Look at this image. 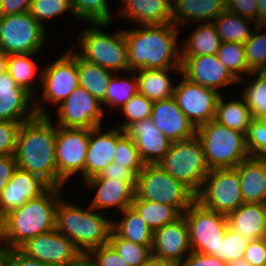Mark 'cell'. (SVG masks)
<instances>
[{
  "instance_id": "obj_3",
  "label": "cell",
  "mask_w": 266,
  "mask_h": 266,
  "mask_svg": "<svg viewBox=\"0 0 266 266\" xmlns=\"http://www.w3.org/2000/svg\"><path fill=\"white\" fill-rule=\"evenodd\" d=\"M64 189L49 187L42 195L0 219V244L19 249L29 239L56 228V210Z\"/></svg>"
},
{
  "instance_id": "obj_49",
  "label": "cell",
  "mask_w": 266,
  "mask_h": 266,
  "mask_svg": "<svg viewBox=\"0 0 266 266\" xmlns=\"http://www.w3.org/2000/svg\"><path fill=\"white\" fill-rule=\"evenodd\" d=\"M23 122L26 121L0 120V155H15L17 134Z\"/></svg>"
},
{
  "instance_id": "obj_52",
  "label": "cell",
  "mask_w": 266,
  "mask_h": 266,
  "mask_svg": "<svg viewBox=\"0 0 266 266\" xmlns=\"http://www.w3.org/2000/svg\"><path fill=\"white\" fill-rule=\"evenodd\" d=\"M179 266H229L213 255L191 252Z\"/></svg>"
},
{
  "instance_id": "obj_57",
  "label": "cell",
  "mask_w": 266,
  "mask_h": 266,
  "mask_svg": "<svg viewBox=\"0 0 266 266\" xmlns=\"http://www.w3.org/2000/svg\"><path fill=\"white\" fill-rule=\"evenodd\" d=\"M258 1V20L256 21L257 25H266V0H257Z\"/></svg>"
},
{
  "instance_id": "obj_24",
  "label": "cell",
  "mask_w": 266,
  "mask_h": 266,
  "mask_svg": "<svg viewBox=\"0 0 266 266\" xmlns=\"http://www.w3.org/2000/svg\"><path fill=\"white\" fill-rule=\"evenodd\" d=\"M105 130L103 125L90 129L89 147L84 167V181L100 175L114 160L117 145V127H113L106 132Z\"/></svg>"
},
{
  "instance_id": "obj_27",
  "label": "cell",
  "mask_w": 266,
  "mask_h": 266,
  "mask_svg": "<svg viewBox=\"0 0 266 266\" xmlns=\"http://www.w3.org/2000/svg\"><path fill=\"white\" fill-rule=\"evenodd\" d=\"M228 227L243 239L266 238V207L264 203H243L227 215Z\"/></svg>"
},
{
  "instance_id": "obj_61",
  "label": "cell",
  "mask_w": 266,
  "mask_h": 266,
  "mask_svg": "<svg viewBox=\"0 0 266 266\" xmlns=\"http://www.w3.org/2000/svg\"><path fill=\"white\" fill-rule=\"evenodd\" d=\"M229 266H251L249 263L244 259H237L229 263Z\"/></svg>"
},
{
  "instance_id": "obj_55",
  "label": "cell",
  "mask_w": 266,
  "mask_h": 266,
  "mask_svg": "<svg viewBox=\"0 0 266 266\" xmlns=\"http://www.w3.org/2000/svg\"><path fill=\"white\" fill-rule=\"evenodd\" d=\"M32 0H0V17L29 12Z\"/></svg>"
},
{
  "instance_id": "obj_26",
  "label": "cell",
  "mask_w": 266,
  "mask_h": 266,
  "mask_svg": "<svg viewBox=\"0 0 266 266\" xmlns=\"http://www.w3.org/2000/svg\"><path fill=\"white\" fill-rule=\"evenodd\" d=\"M225 10L226 0H172V23L182 34V28L192 27V23L213 22Z\"/></svg>"
},
{
  "instance_id": "obj_45",
  "label": "cell",
  "mask_w": 266,
  "mask_h": 266,
  "mask_svg": "<svg viewBox=\"0 0 266 266\" xmlns=\"http://www.w3.org/2000/svg\"><path fill=\"white\" fill-rule=\"evenodd\" d=\"M153 103L140 93L130 98L118 111L123 115V122H118L116 127L123 131L132 123L150 118Z\"/></svg>"
},
{
  "instance_id": "obj_39",
  "label": "cell",
  "mask_w": 266,
  "mask_h": 266,
  "mask_svg": "<svg viewBox=\"0 0 266 266\" xmlns=\"http://www.w3.org/2000/svg\"><path fill=\"white\" fill-rule=\"evenodd\" d=\"M112 0H70L71 9L77 22L90 23H110L114 18L111 13L110 2Z\"/></svg>"
},
{
  "instance_id": "obj_62",
  "label": "cell",
  "mask_w": 266,
  "mask_h": 266,
  "mask_svg": "<svg viewBox=\"0 0 266 266\" xmlns=\"http://www.w3.org/2000/svg\"><path fill=\"white\" fill-rule=\"evenodd\" d=\"M75 266H93L85 257Z\"/></svg>"
},
{
  "instance_id": "obj_46",
  "label": "cell",
  "mask_w": 266,
  "mask_h": 266,
  "mask_svg": "<svg viewBox=\"0 0 266 266\" xmlns=\"http://www.w3.org/2000/svg\"><path fill=\"white\" fill-rule=\"evenodd\" d=\"M249 241L250 239H243L236 231L227 227L223 242H220L219 254H215L214 256L226 263L244 258Z\"/></svg>"
},
{
  "instance_id": "obj_23",
  "label": "cell",
  "mask_w": 266,
  "mask_h": 266,
  "mask_svg": "<svg viewBox=\"0 0 266 266\" xmlns=\"http://www.w3.org/2000/svg\"><path fill=\"white\" fill-rule=\"evenodd\" d=\"M124 132L135 142L144 164H158L168 152L171 142L150 118L130 124Z\"/></svg>"
},
{
  "instance_id": "obj_2",
  "label": "cell",
  "mask_w": 266,
  "mask_h": 266,
  "mask_svg": "<svg viewBox=\"0 0 266 266\" xmlns=\"http://www.w3.org/2000/svg\"><path fill=\"white\" fill-rule=\"evenodd\" d=\"M51 118V115H37L20 125L15 157L17 167L39 176L50 187H57V126Z\"/></svg>"
},
{
  "instance_id": "obj_22",
  "label": "cell",
  "mask_w": 266,
  "mask_h": 266,
  "mask_svg": "<svg viewBox=\"0 0 266 266\" xmlns=\"http://www.w3.org/2000/svg\"><path fill=\"white\" fill-rule=\"evenodd\" d=\"M150 119L171 143L189 139L197 132V128L182 112L173 96L155 101Z\"/></svg>"
},
{
  "instance_id": "obj_59",
  "label": "cell",
  "mask_w": 266,
  "mask_h": 266,
  "mask_svg": "<svg viewBox=\"0 0 266 266\" xmlns=\"http://www.w3.org/2000/svg\"><path fill=\"white\" fill-rule=\"evenodd\" d=\"M10 249L0 244V266H8Z\"/></svg>"
},
{
  "instance_id": "obj_7",
  "label": "cell",
  "mask_w": 266,
  "mask_h": 266,
  "mask_svg": "<svg viewBox=\"0 0 266 266\" xmlns=\"http://www.w3.org/2000/svg\"><path fill=\"white\" fill-rule=\"evenodd\" d=\"M43 66L42 89L35 96V110L38 116H49L47 109H55L79 86L77 54L69 48Z\"/></svg>"
},
{
  "instance_id": "obj_43",
  "label": "cell",
  "mask_w": 266,
  "mask_h": 266,
  "mask_svg": "<svg viewBox=\"0 0 266 266\" xmlns=\"http://www.w3.org/2000/svg\"><path fill=\"white\" fill-rule=\"evenodd\" d=\"M108 243L129 266H139L152 256V246L141 245L130 240L120 238L113 230L110 234Z\"/></svg>"
},
{
  "instance_id": "obj_28",
  "label": "cell",
  "mask_w": 266,
  "mask_h": 266,
  "mask_svg": "<svg viewBox=\"0 0 266 266\" xmlns=\"http://www.w3.org/2000/svg\"><path fill=\"white\" fill-rule=\"evenodd\" d=\"M244 203H264L266 200V160L249 157L236 168Z\"/></svg>"
},
{
  "instance_id": "obj_13",
  "label": "cell",
  "mask_w": 266,
  "mask_h": 266,
  "mask_svg": "<svg viewBox=\"0 0 266 266\" xmlns=\"http://www.w3.org/2000/svg\"><path fill=\"white\" fill-rule=\"evenodd\" d=\"M195 200L226 216L235 211L244 203L238 172L234 168L210 170Z\"/></svg>"
},
{
  "instance_id": "obj_8",
  "label": "cell",
  "mask_w": 266,
  "mask_h": 266,
  "mask_svg": "<svg viewBox=\"0 0 266 266\" xmlns=\"http://www.w3.org/2000/svg\"><path fill=\"white\" fill-rule=\"evenodd\" d=\"M157 165L181 181L195 195L210 172L203 144L197 135L172 142L168 152Z\"/></svg>"
},
{
  "instance_id": "obj_20",
  "label": "cell",
  "mask_w": 266,
  "mask_h": 266,
  "mask_svg": "<svg viewBox=\"0 0 266 266\" xmlns=\"http://www.w3.org/2000/svg\"><path fill=\"white\" fill-rule=\"evenodd\" d=\"M36 116L35 97L18 86L8 72L0 75V120L29 121Z\"/></svg>"
},
{
  "instance_id": "obj_9",
  "label": "cell",
  "mask_w": 266,
  "mask_h": 266,
  "mask_svg": "<svg viewBox=\"0 0 266 266\" xmlns=\"http://www.w3.org/2000/svg\"><path fill=\"white\" fill-rule=\"evenodd\" d=\"M135 197L174 206L183 214L196 195L181 181L156 164H144L137 175Z\"/></svg>"
},
{
  "instance_id": "obj_12",
  "label": "cell",
  "mask_w": 266,
  "mask_h": 266,
  "mask_svg": "<svg viewBox=\"0 0 266 266\" xmlns=\"http://www.w3.org/2000/svg\"><path fill=\"white\" fill-rule=\"evenodd\" d=\"M182 215L189 228L192 252L219 254L228 227L227 216L203 207L196 200Z\"/></svg>"
},
{
  "instance_id": "obj_50",
  "label": "cell",
  "mask_w": 266,
  "mask_h": 266,
  "mask_svg": "<svg viewBox=\"0 0 266 266\" xmlns=\"http://www.w3.org/2000/svg\"><path fill=\"white\" fill-rule=\"evenodd\" d=\"M244 259L251 266H266V238L250 240L244 253Z\"/></svg>"
},
{
  "instance_id": "obj_5",
  "label": "cell",
  "mask_w": 266,
  "mask_h": 266,
  "mask_svg": "<svg viewBox=\"0 0 266 266\" xmlns=\"http://www.w3.org/2000/svg\"><path fill=\"white\" fill-rule=\"evenodd\" d=\"M109 25L110 23H90L88 28L82 27L75 38L76 46L73 45L71 49L87 62L97 64L114 73H125L129 71V65L123 28L109 34L103 31Z\"/></svg>"
},
{
  "instance_id": "obj_14",
  "label": "cell",
  "mask_w": 266,
  "mask_h": 266,
  "mask_svg": "<svg viewBox=\"0 0 266 266\" xmlns=\"http://www.w3.org/2000/svg\"><path fill=\"white\" fill-rule=\"evenodd\" d=\"M56 109L59 127L90 130L106 120L102 103L80 85Z\"/></svg>"
},
{
  "instance_id": "obj_56",
  "label": "cell",
  "mask_w": 266,
  "mask_h": 266,
  "mask_svg": "<svg viewBox=\"0 0 266 266\" xmlns=\"http://www.w3.org/2000/svg\"><path fill=\"white\" fill-rule=\"evenodd\" d=\"M8 266H48L47 264L31 258L20 249H10Z\"/></svg>"
},
{
  "instance_id": "obj_4",
  "label": "cell",
  "mask_w": 266,
  "mask_h": 266,
  "mask_svg": "<svg viewBox=\"0 0 266 266\" xmlns=\"http://www.w3.org/2000/svg\"><path fill=\"white\" fill-rule=\"evenodd\" d=\"M65 194L57 205L56 230L69 238L85 257L92 249L108 243L113 230L112 218L89 205L83 207L68 201Z\"/></svg>"
},
{
  "instance_id": "obj_11",
  "label": "cell",
  "mask_w": 266,
  "mask_h": 266,
  "mask_svg": "<svg viewBox=\"0 0 266 266\" xmlns=\"http://www.w3.org/2000/svg\"><path fill=\"white\" fill-rule=\"evenodd\" d=\"M90 130L57 126L55 159L57 187L64 188L75 174L84 182V167L89 147ZM67 182V183H66Z\"/></svg>"
},
{
  "instance_id": "obj_21",
  "label": "cell",
  "mask_w": 266,
  "mask_h": 266,
  "mask_svg": "<svg viewBox=\"0 0 266 266\" xmlns=\"http://www.w3.org/2000/svg\"><path fill=\"white\" fill-rule=\"evenodd\" d=\"M49 187L39 176L17 167L0 195V219L11 210L39 197Z\"/></svg>"
},
{
  "instance_id": "obj_10",
  "label": "cell",
  "mask_w": 266,
  "mask_h": 266,
  "mask_svg": "<svg viewBox=\"0 0 266 266\" xmlns=\"http://www.w3.org/2000/svg\"><path fill=\"white\" fill-rule=\"evenodd\" d=\"M49 33L30 12L0 17V48L7 55L41 53Z\"/></svg>"
},
{
  "instance_id": "obj_44",
  "label": "cell",
  "mask_w": 266,
  "mask_h": 266,
  "mask_svg": "<svg viewBox=\"0 0 266 266\" xmlns=\"http://www.w3.org/2000/svg\"><path fill=\"white\" fill-rule=\"evenodd\" d=\"M29 12L46 29L47 20L59 18L62 14L65 15L64 13H69L68 15L76 20L70 0H32Z\"/></svg>"
},
{
  "instance_id": "obj_15",
  "label": "cell",
  "mask_w": 266,
  "mask_h": 266,
  "mask_svg": "<svg viewBox=\"0 0 266 266\" xmlns=\"http://www.w3.org/2000/svg\"><path fill=\"white\" fill-rule=\"evenodd\" d=\"M173 97L182 112L197 128L215 119L217 103L222 95L218 91L189 81L181 74Z\"/></svg>"
},
{
  "instance_id": "obj_30",
  "label": "cell",
  "mask_w": 266,
  "mask_h": 266,
  "mask_svg": "<svg viewBox=\"0 0 266 266\" xmlns=\"http://www.w3.org/2000/svg\"><path fill=\"white\" fill-rule=\"evenodd\" d=\"M180 40L181 56H198L217 54L222 40L213 22H201L190 31L189 37Z\"/></svg>"
},
{
  "instance_id": "obj_54",
  "label": "cell",
  "mask_w": 266,
  "mask_h": 266,
  "mask_svg": "<svg viewBox=\"0 0 266 266\" xmlns=\"http://www.w3.org/2000/svg\"><path fill=\"white\" fill-rule=\"evenodd\" d=\"M95 177L123 181H136L137 178L128 168L122 167L113 162L109 164L100 175H97Z\"/></svg>"
},
{
  "instance_id": "obj_58",
  "label": "cell",
  "mask_w": 266,
  "mask_h": 266,
  "mask_svg": "<svg viewBox=\"0 0 266 266\" xmlns=\"http://www.w3.org/2000/svg\"><path fill=\"white\" fill-rule=\"evenodd\" d=\"M139 266H175V265L151 256L146 262L140 264Z\"/></svg>"
},
{
  "instance_id": "obj_19",
  "label": "cell",
  "mask_w": 266,
  "mask_h": 266,
  "mask_svg": "<svg viewBox=\"0 0 266 266\" xmlns=\"http://www.w3.org/2000/svg\"><path fill=\"white\" fill-rule=\"evenodd\" d=\"M83 184L85 189L93 190L92 192L96 191L88 205L105 214L109 212L111 215L115 210L120 213L131 206L135 197L136 181L96 178L94 176L84 181ZM104 209L105 211H102ZM111 209L112 211H110Z\"/></svg>"
},
{
  "instance_id": "obj_17",
  "label": "cell",
  "mask_w": 266,
  "mask_h": 266,
  "mask_svg": "<svg viewBox=\"0 0 266 266\" xmlns=\"http://www.w3.org/2000/svg\"><path fill=\"white\" fill-rule=\"evenodd\" d=\"M181 74L189 81L214 89L238 86V80L227 70L216 54L181 56ZM222 89V90H221ZM221 90V91H220Z\"/></svg>"
},
{
  "instance_id": "obj_33",
  "label": "cell",
  "mask_w": 266,
  "mask_h": 266,
  "mask_svg": "<svg viewBox=\"0 0 266 266\" xmlns=\"http://www.w3.org/2000/svg\"><path fill=\"white\" fill-rule=\"evenodd\" d=\"M35 55H37V53L10 54L7 59V72L10 74L11 78L18 86L27 90L34 97L38 95L36 90L40 91V88H37V85H34V83L38 79L37 84L41 86L42 79V67L38 71L34 63L35 61L32 60V57L35 58Z\"/></svg>"
},
{
  "instance_id": "obj_40",
  "label": "cell",
  "mask_w": 266,
  "mask_h": 266,
  "mask_svg": "<svg viewBox=\"0 0 266 266\" xmlns=\"http://www.w3.org/2000/svg\"><path fill=\"white\" fill-rule=\"evenodd\" d=\"M265 29V31H262ZM247 76L253 71L266 70V25H257L244 43Z\"/></svg>"
},
{
  "instance_id": "obj_34",
  "label": "cell",
  "mask_w": 266,
  "mask_h": 266,
  "mask_svg": "<svg viewBox=\"0 0 266 266\" xmlns=\"http://www.w3.org/2000/svg\"><path fill=\"white\" fill-rule=\"evenodd\" d=\"M251 77V78H248ZM248 77L238 80L243 89L239 95L244 99L253 119H266V70L253 71ZM252 79V80H251Z\"/></svg>"
},
{
  "instance_id": "obj_32",
  "label": "cell",
  "mask_w": 266,
  "mask_h": 266,
  "mask_svg": "<svg viewBox=\"0 0 266 266\" xmlns=\"http://www.w3.org/2000/svg\"><path fill=\"white\" fill-rule=\"evenodd\" d=\"M238 96V99H231V97L226 99V94L225 96L222 94L217 103L214 120L246 135L253 117L244 99L240 95Z\"/></svg>"
},
{
  "instance_id": "obj_42",
  "label": "cell",
  "mask_w": 266,
  "mask_h": 266,
  "mask_svg": "<svg viewBox=\"0 0 266 266\" xmlns=\"http://www.w3.org/2000/svg\"><path fill=\"white\" fill-rule=\"evenodd\" d=\"M216 55L237 80L247 76L244 44L222 42Z\"/></svg>"
},
{
  "instance_id": "obj_48",
  "label": "cell",
  "mask_w": 266,
  "mask_h": 266,
  "mask_svg": "<svg viewBox=\"0 0 266 266\" xmlns=\"http://www.w3.org/2000/svg\"><path fill=\"white\" fill-rule=\"evenodd\" d=\"M85 258L93 266H129L109 243L92 249Z\"/></svg>"
},
{
  "instance_id": "obj_38",
  "label": "cell",
  "mask_w": 266,
  "mask_h": 266,
  "mask_svg": "<svg viewBox=\"0 0 266 266\" xmlns=\"http://www.w3.org/2000/svg\"><path fill=\"white\" fill-rule=\"evenodd\" d=\"M125 75H128L127 78ZM137 93L138 82L134 71H127L125 74L114 73L110 79L105 97V112H107V107L110 108V111H108L109 115L113 113L112 111H115V109L118 111Z\"/></svg>"
},
{
  "instance_id": "obj_47",
  "label": "cell",
  "mask_w": 266,
  "mask_h": 266,
  "mask_svg": "<svg viewBox=\"0 0 266 266\" xmlns=\"http://www.w3.org/2000/svg\"><path fill=\"white\" fill-rule=\"evenodd\" d=\"M245 136L250 157L266 160V119H253Z\"/></svg>"
},
{
  "instance_id": "obj_60",
  "label": "cell",
  "mask_w": 266,
  "mask_h": 266,
  "mask_svg": "<svg viewBox=\"0 0 266 266\" xmlns=\"http://www.w3.org/2000/svg\"><path fill=\"white\" fill-rule=\"evenodd\" d=\"M8 55L0 48V75L7 72Z\"/></svg>"
},
{
  "instance_id": "obj_16",
  "label": "cell",
  "mask_w": 266,
  "mask_h": 266,
  "mask_svg": "<svg viewBox=\"0 0 266 266\" xmlns=\"http://www.w3.org/2000/svg\"><path fill=\"white\" fill-rule=\"evenodd\" d=\"M19 249L48 266H75L84 258L72 241L56 228L29 239Z\"/></svg>"
},
{
  "instance_id": "obj_18",
  "label": "cell",
  "mask_w": 266,
  "mask_h": 266,
  "mask_svg": "<svg viewBox=\"0 0 266 266\" xmlns=\"http://www.w3.org/2000/svg\"><path fill=\"white\" fill-rule=\"evenodd\" d=\"M152 256L179 266L192 252L189 228L182 215L176 221L153 231Z\"/></svg>"
},
{
  "instance_id": "obj_1",
  "label": "cell",
  "mask_w": 266,
  "mask_h": 266,
  "mask_svg": "<svg viewBox=\"0 0 266 266\" xmlns=\"http://www.w3.org/2000/svg\"><path fill=\"white\" fill-rule=\"evenodd\" d=\"M129 71L181 68L180 29L173 23L123 29ZM179 41V42H178Z\"/></svg>"
},
{
  "instance_id": "obj_51",
  "label": "cell",
  "mask_w": 266,
  "mask_h": 266,
  "mask_svg": "<svg viewBox=\"0 0 266 266\" xmlns=\"http://www.w3.org/2000/svg\"><path fill=\"white\" fill-rule=\"evenodd\" d=\"M226 10L255 22L258 20L257 0H226Z\"/></svg>"
},
{
  "instance_id": "obj_6",
  "label": "cell",
  "mask_w": 266,
  "mask_h": 266,
  "mask_svg": "<svg viewBox=\"0 0 266 266\" xmlns=\"http://www.w3.org/2000/svg\"><path fill=\"white\" fill-rule=\"evenodd\" d=\"M210 170L236 168L250 157L244 133L230 129L215 120L197 127Z\"/></svg>"
},
{
  "instance_id": "obj_29",
  "label": "cell",
  "mask_w": 266,
  "mask_h": 266,
  "mask_svg": "<svg viewBox=\"0 0 266 266\" xmlns=\"http://www.w3.org/2000/svg\"><path fill=\"white\" fill-rule=\"evenodd\" d=\"M134 72L138 82V93L152 102L172 97L176 85L175 76H181V68L138 69Z\"/></svg>"
},
{
  "instance_id": "obj_37",
  "label": "cell",
  "mask_w": 266,
  "mask_h": 266,
  "mask_svg": "<svg viewBox=\"0 0 266 266\" xmlns=\"http://www.w3.org/2000/svg\"><path fill=\"white\" fill-rule=\"evenodd\" d=\"M131 206L142 217L148 227L155 231L176 221L182 214L172 205L134 197Z\"/></svg>"
},
{
  "instance_id": "obj_53",
  "label": "cell",
  "mask_w": 266,
  "mask_h": 266,
  "mask_svg": "<svg viewBox=\"0 0 266 266\" xmlns=\"http://www.w3.org/2000/svg\"><path fill=\"white\" fill-rule=\"evenodd\" d=\"M17 168L15 155H0V195Z\"/></svg>"
},
{
  "instance_id": "obj_35",
  "label": "cell",
  "mask_w": 266,
  "mask_h": 266,
  "mask_svg": "<svg viewBox=\"0 0 266 266\" xmlns=\"http://www.w3.org/2000/svg\"><path fill=\"white\" fill-rule=\"evenodd\" d=\"M79 85L98 99L105 110V97L114 72L81 59L77 55Z\"/></svg>"
},
{
  "instance_id": "obj_31",
  "label": "cell",
  "mask_w": 266,
  "mask_h": 266,
  "mask_svg": "<svg viewBox=\"0 0 266 266\" xmlns=\"http://www.w3.org/2000/svg\"><path fill=\"white\" fill-rule=\"evenodd\" d=\"M118 215L119 218H117ZM115 216L116 218H112V228L120 238L152 246L153 231L132 206L125 208L117 215L115 213Z\"/></svg>"
},
{
  "instance_id": "obj_25",
  "label": "cell",
  "mask_w": 266,
  "mask_h": 266,
  "mask_svg": "<svg viewBox=\"0 0 266 266\" xmlns=\"http://www.w3.org/2000/svg\"><path fill=\"white\" fill-rule=\"evenodd\" d=\"M117 16L135 25H162L173 22L172 0H121Z\"/></svg>"
},
{
  "instance_id": "obj_41",
  "label": "cell",
  "mask_w": 266,
  "mask_h": 266,
  "mask_svg": "<svg viewBox=\"0 0 266 266\" xmlns=\"http://www.w3.org/2000/svg\"><path fill=\"white\" fill-rule=\"evenodd\" d=\"M113 163L128 168L136 177L144 166L135 142L119 127H117V145Z\"/></svg>"
},
{
  "instance_id": "obj_36",
  "label": "cell",
  "mask_w": 266,
  "mask_h": 266,
  "mask_svg": "<svg viewBox=\"0 0 266 266\" xmlns=\"http://www.w3.org/2000/svg\"><path fill=\"white\" fill-rule=\"evenodd\" d=\"M222 42L244 44L257 26L252 19L241 17L228 10L213 21Z\"/></svg>"
}]
</instances>
